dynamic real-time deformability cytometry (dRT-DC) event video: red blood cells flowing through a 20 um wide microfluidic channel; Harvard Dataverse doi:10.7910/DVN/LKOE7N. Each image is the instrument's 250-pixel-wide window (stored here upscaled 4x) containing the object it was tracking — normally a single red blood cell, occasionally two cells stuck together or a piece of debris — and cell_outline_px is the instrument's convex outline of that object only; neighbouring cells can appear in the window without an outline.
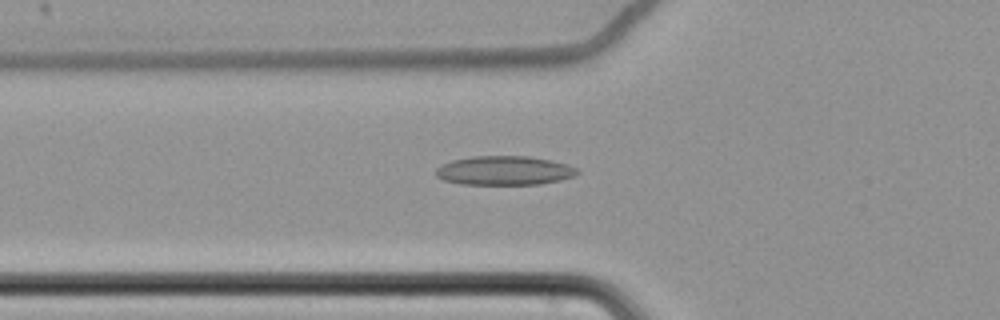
{"species": "common noctule bat (a hibernating species)", "species_latin": "Nyctalus noctula", "temperature_condition": "cold", "stored_images_in_passage": 59, "camera_frame_rate_fps": 3000, "um_per_image_px": 0.085, "animal": {"sex": "female", "body_mass_g": 22.7, "forearm_length_mm": 54.2}, "frame": {"image": 1, "passage_image": 21, "time_ms": 6.667, "image_size_px": [1000, 320], "cell_outline_px": [[580, 172], [576, 176], [560, 180], [540, 184], [460, 184], [444, 180], [436, 176], [436, 168], [440, 164], [452, 160], [472, 156], [528, 156], [552, 160], [568, 164], [576, 168]], "centroid_in_image_um": [42.88, 14.49], "position_along_channel_um": 82.9, "area_um2": 24.16}}
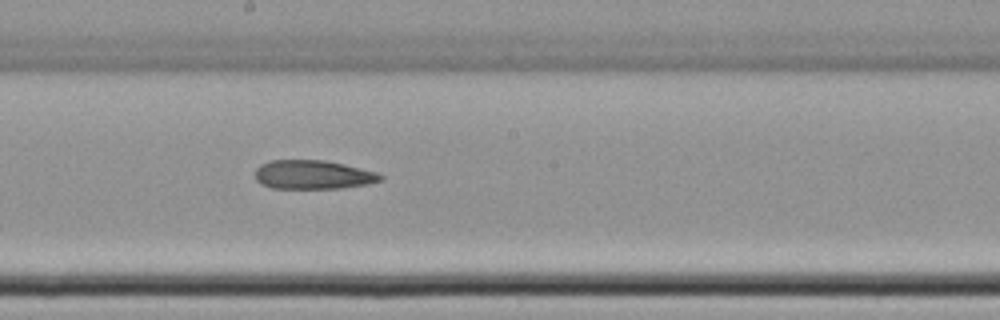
{"frame": {"image": 2, "passage_image": 33, "time_ms": 10.667, "image_size_px": [1000, 320], "cell_outline_px": [[384, 180], [368, 184], [340, 188], [272, 188], [260, 184], [256, 180], [256, 168], [260, 164], [272, 160], [324, 160], [344, 164], [376, 172], [384, 176]], "centroid_in_image_um": [26.61, 14.85], "position_along_channel_um": 221.6, "area_um2": 21.15}}
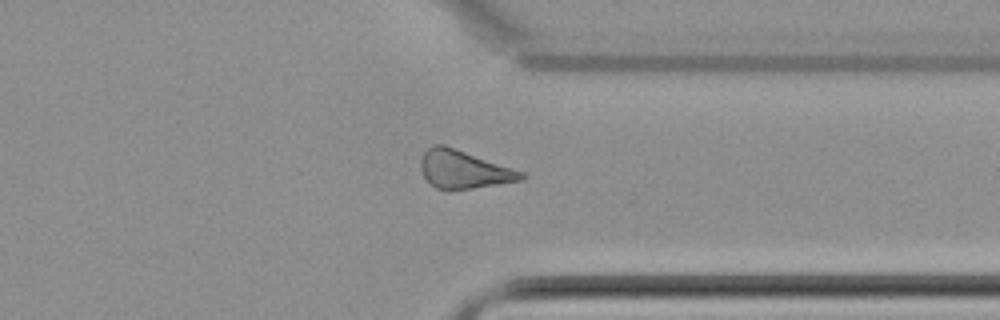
{"frame": {"image": 3, "passage_image": 46, "time_ms": 15.0, "image_size_px": [1000, 320], "cell_outline_px": [[528, 176], [520, 180], [448, 192], [436, 188], [424, 176], [420, 168], [420, 160], [424, 152], [428, 148], [436, 144], [444, 144], [524, 172]], "centroid_in_image_um": [39.39, 14.41], "position_along_channel_um": 372.0, "area_um2": 22.31}}